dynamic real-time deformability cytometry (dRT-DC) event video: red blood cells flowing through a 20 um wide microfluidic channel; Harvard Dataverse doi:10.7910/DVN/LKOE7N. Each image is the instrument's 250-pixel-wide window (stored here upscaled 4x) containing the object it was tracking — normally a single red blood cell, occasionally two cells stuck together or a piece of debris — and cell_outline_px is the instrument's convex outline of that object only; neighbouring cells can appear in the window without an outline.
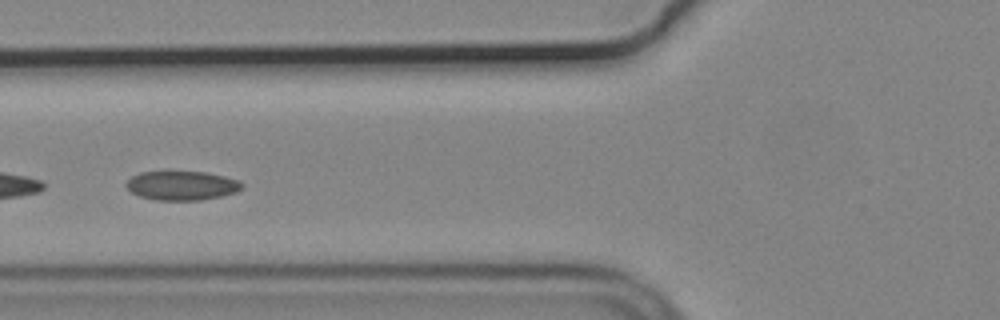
{"species": "common noctule bat (a hibernating species)", "species_latin": "Nyctalus noctula", "temperature_condition": "cold", "stored_images_in_passage": 17, "camera_frame_rate_fps": 3000, "um_per_image_px": 0.085, "animal": {"sex": "male", "body_mass_g": 19.2, "forearm_length_mm": 51.8}, "frame": {"image": 1, "passage_image": 10, "time_ms": 3.0, "image_size_px": [1000, 320], "cell_outline_px": [[244, 184], [236, 192], [220, 196], [200, 200], [156, 200], [140, 196], [132, 192], [124, 184], [132, 176], [140, 172], [168, 168], [204, 172], [224, 176], [240, 180]], "centroid_in_image_um": [15.41, 15.71], "position_along_channel_um": 110.4, "area_um2": 20.4}}